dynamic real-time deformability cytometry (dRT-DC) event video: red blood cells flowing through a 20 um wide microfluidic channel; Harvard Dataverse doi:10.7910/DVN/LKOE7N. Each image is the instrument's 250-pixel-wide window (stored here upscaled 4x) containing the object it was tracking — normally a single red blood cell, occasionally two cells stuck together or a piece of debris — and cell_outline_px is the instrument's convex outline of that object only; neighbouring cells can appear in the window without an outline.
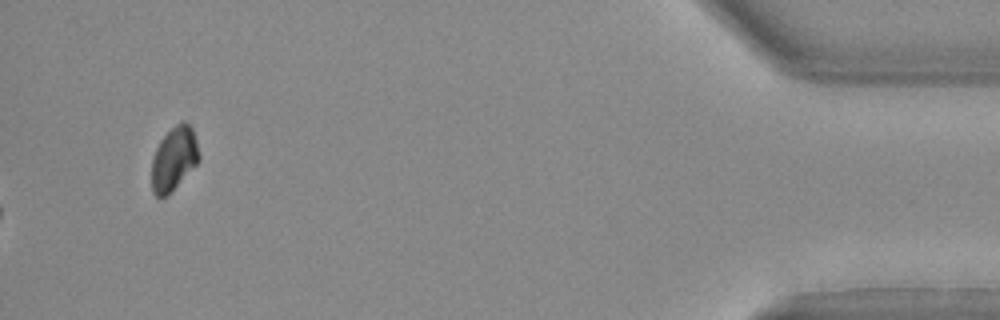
{"species": "Egyptian fruit bat (a non-hibernating species)", "species_latin": "Rousettus aegyptiacus", "temperature_condition": "warm", "stored_images_in_passage": 35, "camera_frame_rate_fps": 3000, "um_per_image_px": 0.085, "animal": {"sex": "female"}, "frame": {"image": 1, "passage_image": 35, "time_ms": 11.333, "image_size_px": [1000, 320], "cell_outline_px": [[200, 160], [168, 196], [156, 196], [152, 192], [152, 160], [156, 148], [160, 140], [180, 120], [184, 120], [192, 128], [196, 140], [200, 156]], "centroid_in_image_um": [14.79, 13.49], "position_along_channel_um": 420.4, "area_um2": 17.57}}